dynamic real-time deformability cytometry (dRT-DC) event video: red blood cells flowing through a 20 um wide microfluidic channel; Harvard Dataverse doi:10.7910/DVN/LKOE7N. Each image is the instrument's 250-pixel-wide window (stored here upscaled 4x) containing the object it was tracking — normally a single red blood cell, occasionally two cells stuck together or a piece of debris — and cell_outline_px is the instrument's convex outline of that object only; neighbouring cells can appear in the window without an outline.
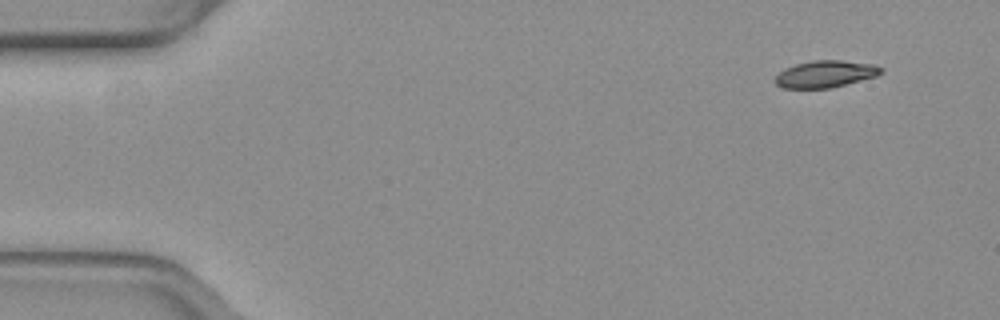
{"species": "common noctule bat (a hibernating species)", "species_latin": "Nyctalus noctula", "temperature_condition": "warm", "stored_images_in_passage": 49, "camera_frame_rate_fps": 3000, "um_per_image_px": 0.085, "animal": {"sex": "female", "body_mass_g": 19.3, "forearm_length_mm": 54.1}, "frame": {"image": 1, "passage_image": 1, "time_ms": 0.0, "image_size_px": [1000, 320], "cell_outline_px": [[884, 72], [876, 76], [828, 88], [780, 88], [772, 80], [784, 68], [796, 64], [812, 60], [840, 60], [872, 64], [884, 68]], "centroid_in_image_um": [70.12, 6.29], "position_along_channel_um": 14.9, "area_um2": 16.59}}
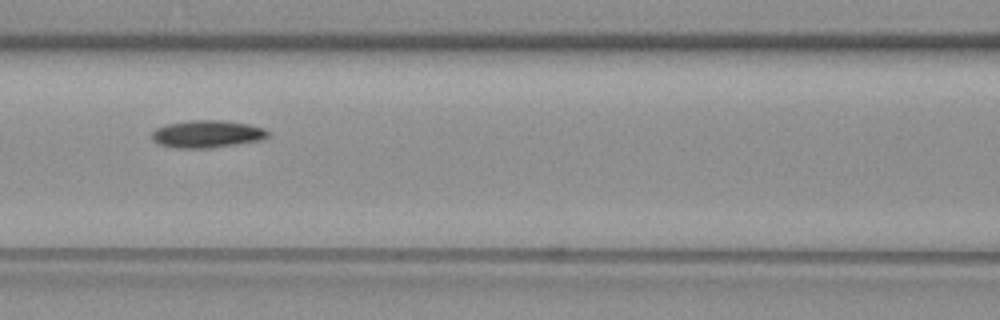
{"frame": {"image": 2, "passage_image": 20, "time_ms": 6.333, "image_size_px": [1000, 320], "cell_outline_px": [[268, 136], [260, 140], [236, 144], [208, 148], [176, 148], [160, 144], [152, 140], [152, 132], [156, 128], [168, 124], [188, 120], [224, 120], [248, 124], [264, 128], [268, 132]], "centroid_in_image_um": [17.59, 11.38], "position_along_channel_um": 149.0, "area_um2": 18.44}}
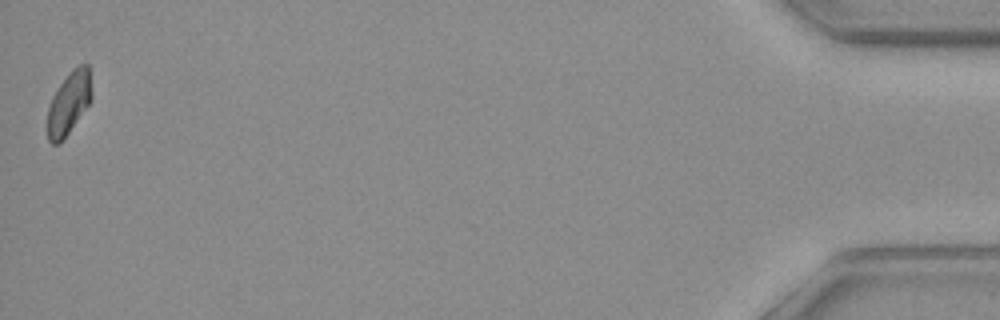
{"frame": {"image": 3, "passage_image": 49, "time_ms": 16.0, "image_size_px": [1000, 320], "cell_outline_px": [[92, 100], [60, 144], [52, 144], [48, 140], [48, 108], [52, 96], [60, 84], [72, 68], [80, 64], [88, 64], [92, 92]], "centroid_in_image_um": [5.86, 8.75], "position_along_channel_um": 429.3, "area_um2": 16.13}, "authors_computed_cell_mechanics": {"area_um2": 17.629, "velocity_mm_per_s": 3.9338, "shape_relaxation_time_tau1_ms": 3.7733, "shape_relaxation_time_tau2_ms": null, "deformation_change_tau1": 0.122, "deformation_change_tau2": null}}